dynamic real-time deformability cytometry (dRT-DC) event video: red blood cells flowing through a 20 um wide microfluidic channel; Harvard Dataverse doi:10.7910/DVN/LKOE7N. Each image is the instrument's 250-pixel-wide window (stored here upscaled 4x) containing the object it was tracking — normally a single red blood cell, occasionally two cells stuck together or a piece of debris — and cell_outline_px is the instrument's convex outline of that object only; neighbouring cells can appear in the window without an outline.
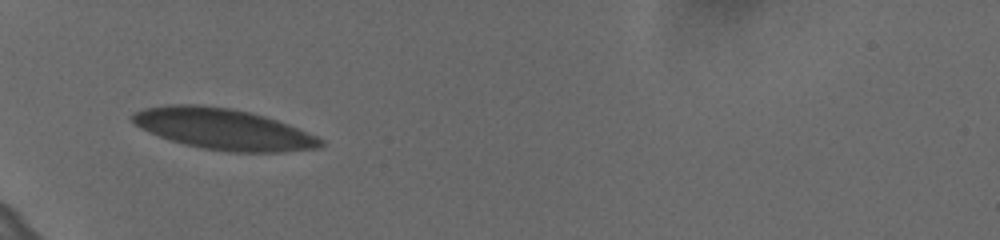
{"species": "human", "species_latin": "Homo sapiens", "temperature_condition": "cold", "stored_images_in_passage": 6, "camera_frame_rate_fps": 3000, "um_per_image_px": 0.085, "donor": {"sex": "female"}, "frame": {"image": 1, "passage_image": 1, "time_ms": 0.0, "image_size_px": [1000, 240], "cell_outline_px": [[324, 144], [320, 148], [284, 152], [228, 152], [204, 148], [184, 144], [148, 132], [140, 128], [132, 120], [132, 116], [136, 112], [144, 108], [172, 104], [196, 104], [228, 108], [248, 112], [264, 116], [288, 124], [316, 136], [324, 140]], "centroid_in_image_um": [19.01, 10.98], "position_along_channel_um": 66.0, "area_um2": 44.62}}
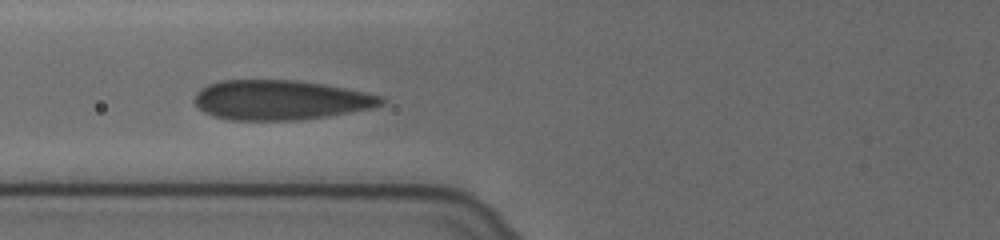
{"frame": {"image": 2, "passage_image": 4, "time_ms": 1.0, "image_size_px": [1000, 240], "cell_outline_px": [[384, 104], [372, 108], [300, 120], [228, 120], [212, 116], [204, 112], [192, 100], [196, 92], [200, 88], [208, 84], [224, 80], [296, 80], [344, 88], [384, 96]], "centroid_in_image_um": [23.79, 8.5], "position_along_channel_um": 102.0, "area_um2": 43.18}}
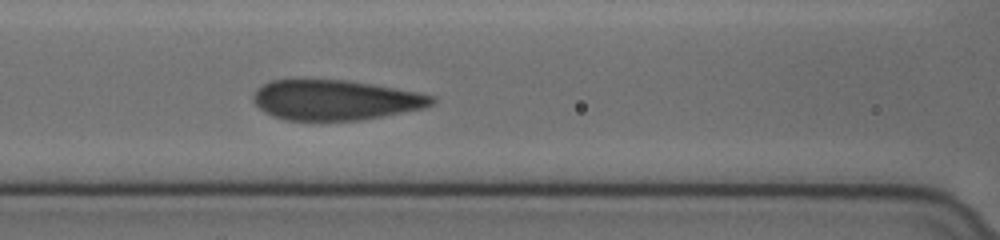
{"frame": {"image": 3, "passage_image": 6, "time_ms": 1.667, "image_size_px": [1000, 240], "cell_outline_px": [[436, 100], [432, 104], [424, 108], [384, 116], [360, 120], [284, 120], [272, 116], [264, 112], [252, 100], [252, 96], [264, 84], [272, 80], [344, 80], [372, 84], [416, 92], [436, 96]], "centroid_in_image_um": [28.51, 8.51], "position_along_channel_um": 138.1, "area_um2": 41.5}}